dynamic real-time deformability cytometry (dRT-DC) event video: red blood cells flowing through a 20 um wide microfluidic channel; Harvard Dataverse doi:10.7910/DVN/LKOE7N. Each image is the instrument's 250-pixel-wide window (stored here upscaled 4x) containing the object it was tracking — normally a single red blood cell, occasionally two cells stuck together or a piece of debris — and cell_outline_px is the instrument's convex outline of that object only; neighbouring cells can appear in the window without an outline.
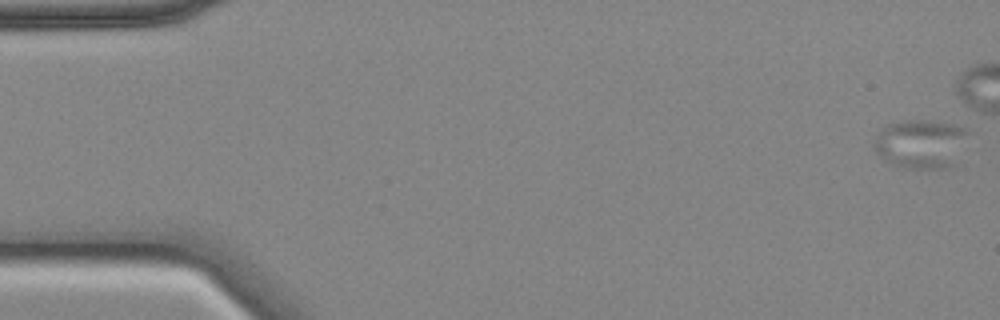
{"species": "common noctule bat (a hibernating species)", "species_latin": "Nyctalus noctula", "temperature_condition": "cold", "stored_images_in_passage": 58, "camera_frame_rate_fps": 3000, "um_per_image_px": 0.085, "animal": {"sex": "female", "body_mass_g": 18.4}, "frame": {"image": 1, "passage_image": 1, "time_ms": 0.0, "image_size_px": [1000, 320], "cell_outline_px": [[976, 132], [960, 164], [948, 168], [908, 168], [884, 160], [876, 152], [872, 144], [872, 140], [888, 124], [900, 120], [924, 120], [952, 124], [968, 128]], "centroid_in_image_um": [78.47, 12.23], "position_along_channel_um": 6.5, "area_um2": 28.38}}
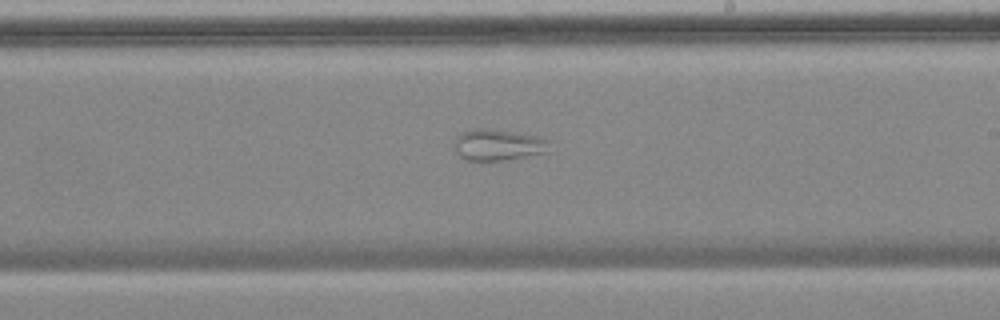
{"frame": {"image": 2, "passage_image": 33, "time_ms": 10.667, "image_size_px": [1000, 320], "cell_outline_px": [[552, 140], [548, 152], [504, 160], [468, 160], [460, 156], [456, 152], [456, 136], [464, 132], [476, 128], [488, 128], [536, 136]], "centroid_in_image_um": [42.39, 12.31], "position_along_channel_um": 246.6, "area_um2": 17.17}}
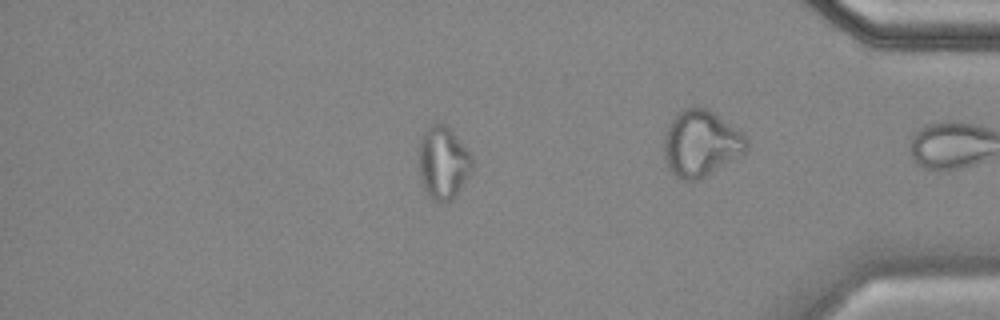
{"frame": {"image": 3, "passage_image": 49, "time_ms": 16.0, "image_size_px": [1000, 320], "cell_outline_px": [[472, 168], [468, 176], [452, 200], [440, 204], [424, 188], [420, 180], [420, 140], [424, 132], [432, 120], [444, 124], [452, 132], [468, 152], [472, 160]], "centroid_in_image_um": [37.64, 13.81], "position_along_channel_um": 397.6, "area_um2": 22.08}, "authors_computed_cell_mechanics": {"area_um2": 23.409, "velocity_mm_per_s": 3.5141, "shape_relaxation_time_tau1_ms": null, "shape_relaxation_time_tau2_ms": 2.6391, "deformation_change_tau1": null, "deformation_change_tau2": 0.0701}}